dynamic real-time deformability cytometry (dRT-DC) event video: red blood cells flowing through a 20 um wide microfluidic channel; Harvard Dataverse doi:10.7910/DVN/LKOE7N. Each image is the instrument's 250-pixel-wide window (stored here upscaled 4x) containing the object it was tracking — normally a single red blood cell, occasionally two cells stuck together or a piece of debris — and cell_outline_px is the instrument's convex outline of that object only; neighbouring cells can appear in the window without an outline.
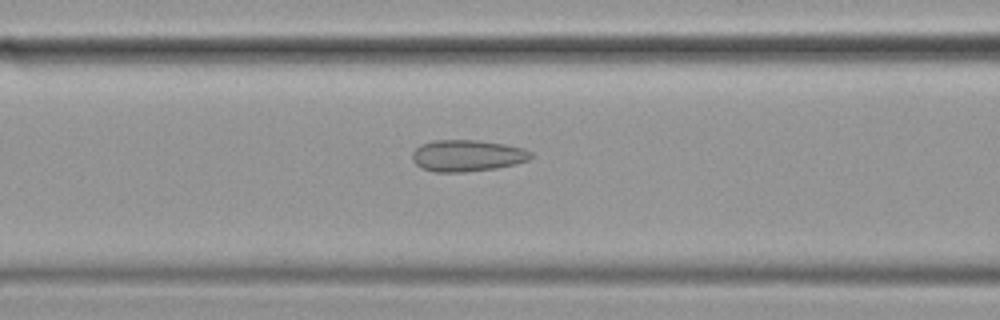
{"species": "common noctule bat (a hibernating species)", "species_latin": "Nyctalus noctula", "temperature_condition": "cold", "stored_images_in_passage": 57, "camera_frame_rate_fps": 3000, "um_per_image_px": 0.085, "animal": {"sex": "female", "body_mass_g": 19.9}, "frame": {"image": 1, "passage_image": 23, "time_ms": 7.333, "image_size_px": [1000, 320], "cell_outline_px": [[532, 156], [528, 160], [516, 164], [496, 168], [464, 172], [436, 172], [424, 168], [416, 164], [412, 160], [412, 152], [420, 144], [432, 140], [476, 140], [504, 144], [524, 148], [532, 152]], "centroid_in_image_um": [39.71, 13.22], "position_along_channel_um": 126.9, "area_um2": 21.85}}
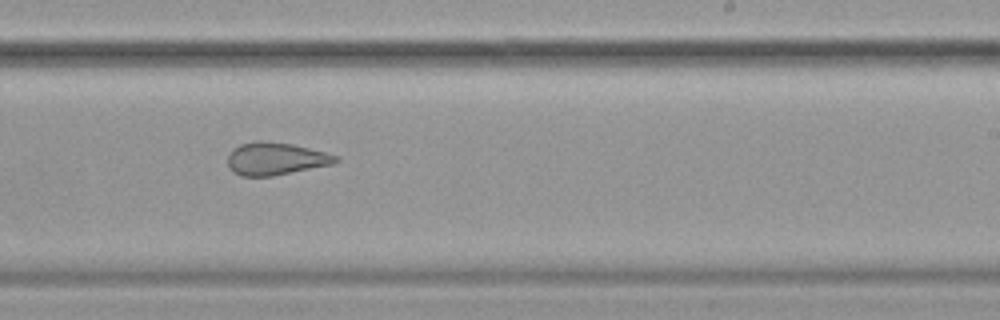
{"frame": {"image": 2, "passage_image": 35, "time_ms": 11.333, "image_size_px": [1000, 320], "cell_outline_px": [[340, 160], [332, 164], [272, 176], [240, 176], [232, 172], [228, 168], [228, 152], [232, 148], [240, 144], [256, 140], [264, 140], [292, 144], [340, 156]], "centroid_in_image_um": [23.38, 13.48], "position_along_channel_um": 265.6, "area_um2": 20.69}}
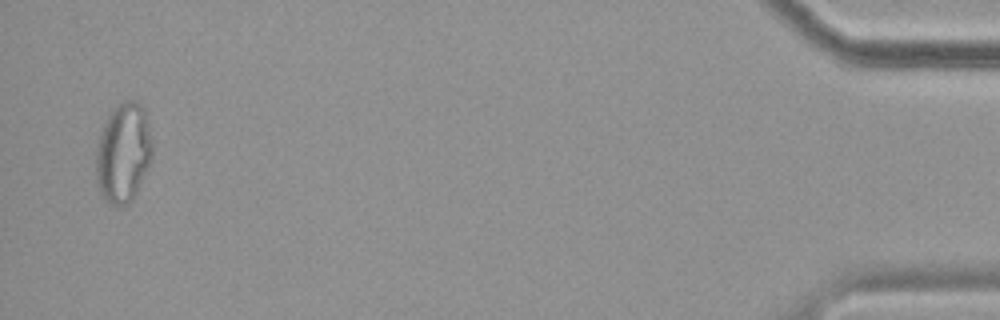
{"frame": {"image": 3, "passage_image": 56, "time_ms": 18.333, "image_size_px": [1000, 320], "cell_outline_px": [[152, 152], [148, 164], [136, 192], [132, 200], [128, 204], [112, 204], [100, 192], [96, 180], [96, 144], [104, 124], [112, 108], [128, 100], [136, 100], [144, 108], [152, 140]], "centroid_in_image_um": [10.46, 12.95], "position_along_channel_um": 424.7, "area_um2": 32.19}, "authors_computed_cell_mechanics": {"area_um2": 24.6228, "velocity_mm_per_s": 3.4773, "shape_relaxation_time_tau1_ms": null, "shape_relaxation_time_tau2_ms": 1.8072, "deformation_change_tau1": null, "deformation_change_tau2": 0.1017}}